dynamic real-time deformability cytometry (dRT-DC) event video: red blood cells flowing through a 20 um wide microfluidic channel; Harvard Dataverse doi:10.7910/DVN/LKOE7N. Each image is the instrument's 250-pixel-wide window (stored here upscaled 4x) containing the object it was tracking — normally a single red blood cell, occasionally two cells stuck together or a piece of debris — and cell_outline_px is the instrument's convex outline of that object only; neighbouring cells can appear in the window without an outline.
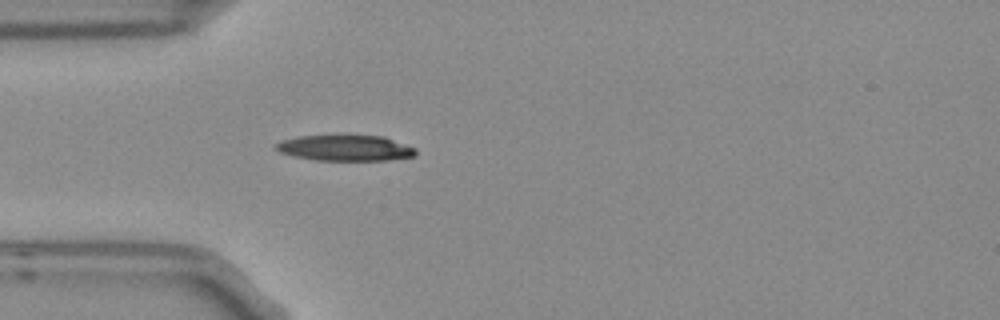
{"species": "Egyptian fruit bat (a non-hibernating species)", "species_latin": "Rousettus aegyptiacus", "temperature_condition": "room temperature", "stored_images_in_passage": 3, "camera_frame_rate_fps": 3000, "um_per_image_px": 0.085, "frame": {"image": 1, "passage_image": 3, "time_ms": 0.667, "image_size_px": [1000, 320], "cell_outline_px": [[416, 156], [388, 160], [316, 160], [296, 156], [280, 152], [272, 148], [276, 144], [284, 140], [300, 136], [384, 136], [416, 148]], "centroid_in_image_um": [29.39, 12.58], "position_along_channel_um": 55.6, "area_um2": 20.75}}